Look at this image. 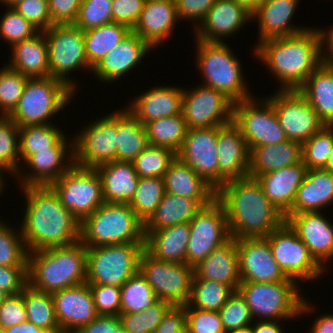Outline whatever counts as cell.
I'll return each instance as SVG.
<instances>
[{"instance_id":"obj_1","label":"cell","mask_w":333,"mask_h":333,"mask_svg":"<svg viewBox=\"0 0 333 333\" xmlns=\"http://www.w3.org/2000/svg\"><path fill=\"white\" fill-rule=\"evenodd\" d=\"M26 208L20 231L28 252L80 241V222L50 185L24 186Z\"/></svg>"},{"instance_id":"obj_2","label":"cell","mask_w":333,"mask_h":333,"mask_svg":"<svg viewBox=\"0 0 333 333\" xmlns=\"http://www.w3.org/2000/svg\"><path fill=\"white\" fill-rule=\"evenodd\" d=\"M234 239L266 237L285 222V216L267 199L257 179L226 182L216 191Z\"/></svg>"},{"instance_id":"obj_3","label":"cell","mask_w":333,"mask_h":333,"mask_svg":"<svg viewBox=\"0 0 333 333\" xmlns=\"http://www.w3.org/2000/svg\"><path fill=\"white\" fill-rule=\"evenodd\" d=\"M253 49L256 59L279 80V90H298L323 63L318 28L265 40Z\"/></svg>"},{"instance_id":"obj_4","label":"cell","mask_w":333,"mask_h":333,"mask_svg":"<svg viewBox=\"0 0 333 333\" xmlns=\"http://www.w3.org/2000/svg\"><path fill=\"white\" fill-rule=\"evenodd\" d=\"M86 264V247L80 241L28 252V284L49 293L80 285L87 280Z\"/></svg>"},{"instance_id":"obj_5","label":"cell","mask_w":333,"mask_h":333,"mask_svg":"<svg viewBox=\"0 0 333 333\" xmlns=\"http://www.w3.org/2000/svg\"><path fill=\"white\" fill-rule=\"evenodd\" d=\"M298 284L296 281L241 282L237 291L245 299L253 320H294L314 310L312 303L300 294Z\"/></svg>"},{"instance_id":"obj_6","label":"cell","mask_w":333,"mask_h":333,"mask_svg":"<svg viewBox=\"0 0 333 333\" xmlns=\"http://www.w3.org/2000/svg\"><path fill=\"white\" fill-rule=\"evenodd\" d=\"M144 223L128 204L104 202L80 224L85 247L144 243Z\"/></svg>"},{"instance_id":"obj_7","label":"cell","mask_w":333,"mask_h":333,"mask_svg":"<svg viewBox=\"0 0 333 333\" xmlns=\"http://www.w3.org/2000/svg\"><path fill=\"white\" fill-rule=\"evenodd\" d=\"M224 42L195 41L198 46L195 47L196 66L204 79L202 85L223 93L233 103L252 98L254 95L247 89L242 64Z\"/></svg>"},{"instance_id":"obj_8","label":"cell","mask_w":333,"mask_h":333,"mask_svg":"<svg viewBox=\"0 0 333 333\" xmlns=\"http://www.w3.org/2000/svg\"><path fill=\"white\" fill-rule=\"evenodd\" d=\"M74 95L75 92L59 79L29 78L17 106L8 116L19 128L52 124L51 118L62 111Z\"/></svg>"},{"instance_id":"obj_9","label":"cell","mask_w":333,"mask_h":333,"mask_svg":"<svg viewBox=\"0 0 333 333\" xmlns=\"http://www.w3.org/2000/svg\"><path fill=\"white\" fill-rule=\"evenodd\" d=\"M144 243L86 247L88 284L121 287L139 272Z\"/></svg>"},{"instance_id":"obj_10","label":"cell","mask_w":333,"mask_h":333,"mask_svg":"<svg viewBox=\"0 0 333 333\" xmlns=\"http://www.w3.org/2000/svg\"><path fill=\"white\" fill-rule=\"evenodd\" d=\"M44 34L48 46L50 77L61 80L77 93L79 89L69 74L82 67L92 72L85 52L84 31L74 24H54Z\"/></svg>"},{"instance_id":"obj_11","label":"cell","mask_w":333,"mask_h":333,"mask_svg":"<svg viewBox=\"0 0 333 333\" xmlns=\"http://www.w3.org/2000/svg\"><path fill=\"white\" fill-rule=\"evenodd\" d=\"M50 186L56 192L65 208L80 223L104 203L101 179L96 168L81 167L73 163Z\"/></svg>"},{"instance_id":"obj_12","label":"cell","mask_w":333,"mask_h":333,"mask_svg":"<svg viewBox=\"0 0 333 333\" xmlns=\"http://www.w3.org/2000/svg\"><path fill=\"white\" fill-rule=\"evenodd\" d=\"M254 97L234 103L233 106L232 122L240 129L249 151L254 147L287 141L273 104L266 96L257 100Z\"/></svg>"},{"instance_id":"obj_13","label":"cell","mask_w":333,"mask_h":333,"mask_svg":"<svg viewBox=\"0 0 333 333\" xmlns=\"http://www.w3.org/2000/svg\"><path fill=\"white\" fill-rule=\"evenodd\" d=\"M139 272L159 300L167 301L172 306L188 304L194 276L192 266L160 261L144 250L139 261Z\"/></svg>"},{"instance_id":"obj_14","label":"cell","mask_w":333,"mask_h":333,"mask_svg":"<svg viewBox=\"0 0 333 333\" xmlns=\"http://www.w3.org/2000/svg\"><path fill=\"white\" fill-rule=\"evenodd\" d=\"M264 238L269 242L274 259L287 278L296 282H310L320 278L326 271L286 221Z\"/></svg>"},{"instance_id":"obj_15","label":"cell","mask_w":333,"mask_h":333,"mask_svg":"<svg viewBox=\"0 0 333 333\" xmlns=\"http://www.w3.org/2000/svg\"><path fill=\"white\" fill-rule=\"evenodd\" d=\"M73 136L74 164L86 168L116 161L117 157V111L94 122Z\"/></svg>"},{"instance_id":"obj_16","label":"cell","mask_w":333,"mask_h":333,"mask_svg":"<svg viewBox=\"0 0 333 333\" xmlns=\"http://www.w3.org/2000/svg\"><path fill=\"white\" fill-rule=\"evenodd\" d=\"M189 225L191 232L186 249V263L192 267L231 238L224 208L216 199L203 207Z\"/></svg>"},{"instance_id":"obj_17","label":"cell","mask_w":333,"mask_h":333,"mask_svg":"<svg viewBox=\"0 0 333 333\" xmlns=\"http://www.w3.org/2000/svg\"><path fill=\"white\" fill-rule=\"evenodd\" d=\"M288 140L303 143L326 125L298 90H276L266 97Z\"/></svg>"},{"instance_id":"obj_18","label":"cell","mask_w":333,"mask_h":333,"mask_svg":"<svg viewBox=\"0 0 333 333\" xmlns=\"http://www.w3.org/2000/svg\"><path fill=\"white\" fill-rule=\"evenodd\" d=\"M233 106L234 103L223 93L201 83L192 91L183 89L182 114L188 130L231 123Z\"/></svg>"},{"instance_id":"obj_19","label":"cell","mask_w":333,"mask_h":333,"mask_svg":"<svg viewBox=\"0 0 333 333\" xmlns=\"http://www.w3.org/2000/svg\"><path fill=\"white\" fill-rule=\"evenodd\" d=\"M218 127L187 131L176 157L187 164L216 191L218 190Z\"/></svg>"},{"instance_id":"obj_20","label":"cell","mask_w":333,"mask_h":333,"mask_svg":"<svg viewBox=\"0 0 333 333\" xmlns=\"http://www.w3.org/2000/svg\"><path fill=\"white\" fill-rule=\"evenodd\" d=\"M241 282L294 281L287 278L274 259L264 237L235 239Z\"/></svg>"},{"instance_id":"obj_21","label":"cell","mask_w":333,"mask_h":333,"mask_svg":"<svg viewBox=\"0 0 333 333\" xmlns=\"http://www.w3.org/2000/svg\"><path fill=\"white\" fill-rule=\"evenodd\" d=\"M66 137L67 136L64 135L50 150L37 151V153L31 154L22 162V164L26 163V168H30L31 171H28L29 173L27 175L21 172L16 174V177L18 176L17 178H19L17 181L19 182L21 179L19 182L20 187L29 185H50L73 165V139H66Z\"/></svg>"},{"instance_id":"obj_22","label":"cell","mask_w":333,"mask_h":333,"mask_svg":"<svg viewBox=\"0 0 333 333\" xmlns=\"http://www.w3.org/2000/svg\"><path fill=\"white\" fill-rule=\"evenodd\" d=\"M284 216L314 259L326 269V261L333 259V224L330 220L322 212H301Z\"/></svg>"},{"instance_id":"obj_23","label":"cell","mask_w":333,"mask_h":333,"mask_svg":"<svg viewBox=\"0 0 333 333\" xmlns=\"http://www.w3.org/2000/svg\"><path fill=\"white\" fill-rule=\"evenodd\" d=\"M218 189L226 182L248 177L250 151L233 123L218 126Z\"/></svg>"},{"instance_id":"obj_24","label":"cell","mask_w":333,"mask_h":333,"mask_svg":"<svg viewBox=\"0 0 333 333\" xmlns=\"http://www.w3.org/2000/svg\"><path fill=\"white\" fill-rule=\"evenodd\" d=\"M250 20L253 21L252 13L235 0H216L200 24L193 28L195 40L223 42Z\"/></svg>"},{"instance_id":"obj_25","label":"cell","mask_w":333,"mask_h":333,"mask_svg":"<svg viewBox=\"0 0 333 333\" xmlns=\"http://www.w3.org/2000/svg\"><path fill=\"white\" fill-rule=\"evenodd\" d=\"M59 327L79 330L98 313L87 282L51 293Z\"/></svg>"},{"instance_id":"obj_26","label":"cell","mask_w":333,"mask_h":333,"mask_svg":"<svg viewBox=\"0 0 333 333\" xmlns=\"http://www.w3.org/2000/svg\"><path fill=\"white\" fill-rule=\"evenodd\" d=\"M153 49L132 30L106 56L92 68L94 76L102 82L114 83L127 75Z\"/></svg>"},{"instance_id":"obj_27","label":"cell","mask_w":333,"mask_h":333,"mask_svg":"<svg viewBox=\"0 0 333 333\" xmlns=\"http://www.w3.org/2000/svg\"><path fill=\"white\" fill-rule=\"evenodd\" d=\"M141 94L123 108L143 125L155 119L182 113L183 88L160 85Z\"/></svg>"},{"instance_id":"obj_28","label":"cell","mask_w":333,"mask_h":333,"mask_svg":"<svg viewBox=\"0 0 333 333\" xmlns=\"http://www.w3.org/2000/svg\"><path fill=\"white\" fill-rule=\"evenodd\" d=\"M179 20L175 0H146L132 31L152 48L169 39Z\"/></svg>"},{"instance_id":"obj_29","label":"cell","mask_w":333,"mask_h":333,"mask_svg":"<svg viewBox=\"0 0 333 333\" xmlns=\"http://www.w3.org/2000/svg\"><path fill=\"white\" fill-rule=\"evenodd\" d=\"M298 4L299 0H266L259 6L252 13V19L258 20L257 45L265 40L293 36L309 29L297 27L291 22Z\"/></svg>"},{"instance_id":"obj_30","label":"cell","mask_w":333,"mask_h":333,"mask_svg":"<svg viewBox=\"0 0 333 333\" xmlns=\"http://www.w3.org/2000/svg\"><path fill=\"white\" fill-rule=\"evenodd\" d=\"M307 170L301 161L295 165L262 174L256 179L261 184L267 199L285 215L293 206Z\"/></svg>"},{"instance_id":"obj_31","label":"cell","mask_w":333,"mask_h":333,"mask_svg":"<svg viewBox=\"0 0 333 333\" xmlns=\"http://www.w3.org/2000/svg\"><path fill=\"white\" fill-rule=\"evenodd\" d=\"M193 268V279L218 281L237 291L241 279L235 239L231 237L226 243L215 248Z\"/></svg>"},{"instance_id":"obj_32","label":"cell","mask_w":333,"mask_h":333,"mask_svg":"<svg viewBox=\"0 0 333 333\" xmlns=\"http://www.w3.org/2000/svg\"><path fill=\"white\" fill-rule=\"evenodd\" d=\"M163 180L166 193L194 199L202 207L216 199V190L177 157L170 163Z\"/></svg>"},{"instance_id":"obj_33","label":"cell","mask_w":333,"mask_h":333,"mask_svg":"<svg viewBox=\"0 0 333 333\" xmlns=\"http://www.w3.org/2000/svg\"><path fill=\"white\" fill-rule=\"evenodd\" d=\"M190 232L189 223L177 224L161 230H144V250L160 261L186 263Z\"/></svg>"},{"instance_id":"obj_34","label":"cell","mask_w":333,"mask_h":333,"mask_svg":"<svg viewBox=\"0 0 333 333\" xmlns=\"http://www.w3.org/2000/svg\"><path fill=\"white\" fill-rule=\"evenodd\" d=\"M331 203L333 204V173L325 169H308L293 206L286 214L321 212Z\"/></svg>"},{"instance_id":"obj_35","label":"cell","mask_w":333,"mask_h":333,"mask_svg":"<svg viewBox=\"0 0 333 333\" xmlns=\"http://www.w3.org/2000/svg\"><path fill=\"white\" fill-rule=\"evenodd\" d=\"M101 179L102 198L107 203L128 204L139 181L132 162L112 161L96 167Z\"/></svg>"},{"instance_id":"obj_36","label":"cell","mask_w":333,"mask_h":333,"mask_svg":"<svg viewBox=\"0 0 333 333\" xmlns=\"http://www.w3.org/2000/svg\"><path fill=\"white\" fill-rule=\"evenodd\" d=\"M8 67L17 70L28 78H44L50 76L48 64V46L43 31L31 38L15 43Z\"/></svg>"},{"instance_id":"obj_37","label":"cell","mask_w":333,"mask_h":333,"mask_svg":"<svg viewBox=\"0 0 333 333\" xmlns=\"http://www.w3.org/2000/svg\"><path fill=\"white\" fill-rule=\"evenodd\" d=\"M302 161V144L287 140L278 144L254 147L250 150L248 177L295 165Z\"/></svg>"},{"instance_id":"obj_38","label":"cell","mask_w":333,"mask_h":333,"mask_svg":"<svg viewBox=\"0 0 333 333\" xmlns=\"http://www.w3.org/2000/svg\"><path fill=\"white\" fill-rule=\"evenodd\" d=\"M326 126H333V64L322 63L298 89Z\"/></svg>"},{"instance_id":"obj_39","label":"cell","mask_w":333,"mask_h":333,"mask_svg":"<svg viewBox=\"0 0 333 333\" xmlns=\"http://www.w3.org/2000/svg\"><path fill=\"white\" fill-rule=\"evenodd\" d=\"M202 208L194 199L165 192L155 212L144 223V230H161L189 223Z\"/></svg>"},{"instance_id":"obj_40","label":"cell","mask_w":333,"mask_h":333,"mask_svg":"<svg viewBox=\"0 0 333 333\" xmlns=\"http://www.w3.org/2000/svg\"><path fill=\"white\" fill-rule=\"evenodd\" d=\"M121 109L117 110L116 161L132 162L150 144L145 126L127 109Z\"/></svg>"},{"instance_id":"obj_41","label":"cell","mask_w":333,"mask_h":333,"mask_svg":"<svg viewBox=\"0 0 333 333\" xmlns=\"http://www.w3.org/2000/svg\"><path fill=\"white\" fill-rule=\"evenodd\" d=\"M131 31L124 24L112 22L84 31L85 52L93 68L99 60L111 52Z\"/></svg>"},{"instance_id":"obj_42","label":"cell","mask_w":333,"mask_h":333,"mask_svg":"<svg viewBox=\"0 0 333 333\" xmlns=\"http://www.w3.org/2000/svg\"><path fill=\"white\" fill-rule=\"evenodd\" d=\"M144 126L150 145L168 148L175 153L180 149L188 131L182 113L152 120Z\"/></svg>"},{"instance_id":"obj_43","label":"cell","mask_w":333,"mask_h":333,"mask_svg":"<svg viewBox=\"0 0 333 333\" xmlns=\"http://www.w3.org/2000/svg\"><path fill=\"white\" fill-rule=\"evenodd\" d=\"M57 124L30 125L19 128V154L23 162L37 151L50 150L64 135Z\"/></svg>"},{"instance_id":"obj_44","label":"cell","mask_w":333,"mask_h":333,"mask_svg":"<svg viewBox=\"0 0 333 333\" xmlns=\"http://www.w3.org/2000/svg\"><path fill=\"white\" fill-rule=\"evenodd\" d=\"M24 303L27 321L46 332L59 328L51 293L36 290L28 284L24 288Z\"/></svg>"},{"instance_id":"obj_45","label":"cell","mask_w":333,"mask_h":333,"mask_svg":"<svg viewBox=\"0 0 333 333\" xmlns=\"http://www.w3.org/2000/svg\"><path fill=\"white\" fill-rule=\"evenodd\" d=\"M234 291L226 284L204 279H193L188 304L203 311H219Z\"/></svg>"},{"instance_id":"obj_46","label":"cell","mask_w":333,"mask_h":333,"mask_svg":"<svg viewBox=\"0 0 333 333\" xmlns=\"http://www.w3.org/2000/svg\"><path fill=\"white\" fill-rule=\"evenodd\" d=\"M120 313L143 312L159 299L140 272L120 287Z\"/></svg>"},{"instance_id":"obj_47","label":"cell","mask_w":333,"mask_h":333,"mask_svg":"<svg viewBox=\"0 0 333 333\" xmlns=\"http://www.w3.org/2000/svg\"><path fill=\"white\" fill-rule=\"evenodd\" d=\"M20 165L24 166L19 154V127L9 116L0 115V170L16 177L22 172Z\"/></svg>"},{"instance_id":"obj_48","label":"cell","mask_w":333,"mask_h":333,"mask_svg":"<svg viewBox=\"0 0 333 333\" xmlns=\"http://www.w3.org/2000/svg\"><path fill=\"white\" fill-rule=\"evenodd\" d=\"M165 193L163 178H139L134 196L128 205L145 223L155 212Z\"/></svg>"},{"instance_id":"obj_49","label":"cell","mask_w":333,"mask_h":333,"mask_svg":"<svg viewBox=\"0 0 333 333\" xmlns=\"http://www.w3.org/2000/svg\"><path fill=\"white\" fill-rule=\"evenodd\" d=\"M2 220L0 217V266L28 267V251L20 228Z\"/></svg>"},{"instance_id":"obj_50","label":"cell","mask_w":333,"mask_h":333,"mask_svg":"<svg viewBox=\"0 0 333 333\" xmlns=\"http://www.w3.org/2000/svg\"><path fill=\"white\" fill-rule=\"evenodd\" d=\"M176 153L168 148L149 145L133 161L139 178H163Z\"/></svg>"},{"instance_id":"obj_51","label":"cell","mask_w":333,"mask_h":333,"mask_svg":"<svg viewBox=\"0 0 333 333\" xmlns=\"http://www.w3.org/2000/svg\"><path fill=\"white\" fill-rule=\"evenodd\" d=\"M172 305L164 300H158L143 312L120 313L123 333H155L164 314Z\"/></svg>"},{"instance_id":"obj_52","label":"cell","mask_w":333,"mask_h":333,"mask_svg":"<svg viewBox=\"0 0 333 333\" xmlns=\"http://www.w3.org/2000/svg\"><path fill=\"white\" fill-rule=\"evenodd\" d=\"M333 151V126H325L302 143V162L307 169H325Z\"/></svg>"},{"instance_id":"obj_53","label":"cell","mask_w":333,"mask_h":333,"mask_svg":"<svg viewBox=\"0 0 333 333\" xmlns=\"http://www.w3.org/2000/svg\"><path fill=\"white\" fill-rule=\"evenodd\" d=\"M3 66L0 68V115L8 116L17 106L29 78Z\"/></svg>"},{"instance_id":"obj_54","label":"cell","mask_w":333,"mask_h":333,"mask_svg":"<svg viewBox=\"0 0 333 333\" xmlns=\"http://www.w3.org/2000/svg\"><path fill=\"white\" fill-rule=\"evenodd\" d=\"M112 22V0H82L73 24L86 31Z\"/></svg>"},{"instance_id":"obj_55","label":"cell","mask_w":333,"mask_h":333,"mask_svg":"<svg viewBox=\"0 0 333 333\" xmlns=\"http://www.w3.org/2000/svg\"><path fill=\"white\" fill-rule=\"evenodd\" d=\"M39 30L12 7L6 8L0 19V38L14 45L36 35Z\"/></svg>"},{"instance_id":"obj_56","label":"cell","mask_w":333,"mask_h":333,"mask_svg":"<svg viewBox=\"0 0 333 333\" xmlns=\"http://www.w3.org/2000/svg\"><path fill=\"white\" fill-rule=\"evenodd\" d=\"M225 332L253 324L245 299L238 291H234L227 299L223 307L218 311Z\"/></svg>"},{"instance_id":"obj_57","label":"cell","mask_w":333,"mask_h":333,"mask_svg":"<svg viewBox=\"0 0 333 333\" xmlns=\"http://www.w3.org/2000/svg\"><path fill=\"white\" fill-rule=\"evenodd\" d=\"M189 333H226L217 311H203L184 305Z\"/></svg>"},{"instance_id":"obj_58","label":"cell","mask_w":333,"mask_h":333,"mask_svg":"<svg viewBox=\"0 0 333 333\" xmlns=\"http://www.w3.org/2000/svg\"><path fill=\"white\" fill-rule=\"evenodd\" d=\"M89 286L98 315L120 314V287L99 284H89Z\"/></svg>"},{"instance_id":"obj_59","label":"cell","mask_w":333,"mask_h":333,"mask_svg":"<svg viewBox=\"0 0 333 333\" xmlns=\"http://www.w3.org/2000/svg\"><path fill=\"white\" fill-rule=\"evenodd\" d=\"M39 31H46L54 24L51 21L48 0H21L12 7Z\"/></svg>"},{"instance_id":"obj_60","label":"cell","mask_w":333,"mask_h":333,"mask_svg":"<svg viewBox=\"0 0 333 333\" xmlns=\"http://www.w3.org/2000/svg\"><path fill=\"white\" fill-rule=\"evenodd\" d=\"M27 321L24 290L17 295H9L0 305V326L4 329Z\"/></svg>"},{"instance_id":"obj_61","label":"cell","mask_w":333,"mask_h":333,"mask_svg":"<svg viewBox=\"0 0 333 333\" xmlns=\"http://www.w3.org/2000/svg\"><path fill=\"white\" fill-rule=\"evenodd\" d=\"M146 0H112L113 22L124 24L131 30L137 24Z\"/></svg>"},{"instance_id":"obj_62","label":"cell","mask_w":333,"mask_h":333,"mask_svg":"<svg viewBox=\"0 0 333 333\" xmlns=\"http://www.w3.org/2000/svg\"><path fill=\"white\" fill-rule=\"evenodd\" d=\"M27 285L28 267L0 266V289L9 295H17Z\"/></svg>"},{"instance_id":"obj_63","label":"cell","mask_w":333,"mask_h":333,"mask_svg":"<svg viewBox=\"0 0 333 333\" xmlns=\"http://www.w3.org/2000/svg\"><path fill=\"white\" fill-rule=\"evenodd\" d=\"M215 1L216 0H175L177 16L180 21L192 20L196 28Z\"/></svg>"},{"instance_id":"obj_64","label":"cell","mask_w":333,"mask_h":333,"mask_svg":"<svg viewBox=\"0 0 333 333\" xmlns=\"http://www.w3.org/2000/svg\"><path fill=\"white\" fill-rule=\"evenodd\" d=\"M82 0H48L53 24H73L77 18Z\"/></svg>"},{"instance_id":"obj_65","label":"cell","mask_w":333,"mask_h":333,"mask_svg":"<svg viewBox=\"0 0 333 333\" xmlns=\"http://www.w3.org/2000/svg\"><path fill=\"white\" fill-rule=\"evenodd\" d=\"M155 333H189L184 306H171L164 314Z\"/></svg>"},{"instance_id":"obj_66","label":"cell","mask_w":333,"mask_h":333,"mask_svg":"<svg viewBox=\"0 0 333 333\" xmlns=\"http://www.w3.org/2000/svg\"><path fill=\"white\" fill-rule=\"evenodd\" d=\"M78 333H123V329L118 316L98 315Z\"/></svg>"},{"instance_id":"obj_67","label":"cell","mask_w":333,"mask_h":333,"mask_svg":"<svg viewBox=\"0 0 333 333\" xmlns=\"http://www.w3.org/2000/svg\"><path fill=\"white\" fill-rule=\"evenodd\" d=\"M318 30H319L320 37H321L322 61L326 64H333V26H331L327 30L326 29L323 30L321 28H319ZM325 45H327V46H325Z\"/></svg>"},{"instance_id":"obj_68","label":"cell","mask_w":333,"mask_h":333,"mask_svg":"<svg viewBox=\"0 0 333 333\" xmlns=\"http://www.w3.org/2000/svg\"><path fill=\"white\" fill-rule=\"evenodd\" d=\"M253 322H256L252 324L253 333H284V330L282 329V321L254 320Z\"/></svg>"},{"instance_id":"obj_69","label":"cell","mask_w":333,"mask_h":333,"mask_svg":"<svg viewBox=\"0 0 333 333\" xmlns=\"http://www.w3.org/2000/svg\"><path fill=\"white\" fill-rule=\"evenodd\" d=\"M315 319L312 329L310 328V333H333V314H321Z\"/></svg>"},{"instance_id":"obj_70","label":"cell","mask_w":333,"mask_h":333,"mask_svg":"<svg viewBox=\"0 0 333 333\" xmlns=\"http://www.w3.org/2000/svg\"><path fill=\"white\" fill-rule=\"evenodd\" d=\"M5 333H46L40 327H37L35 324L29 321H25L14 325L12 327L4 329Z\"/></svg>"},{"instance_id":"obj_71","label":"cell","mask_w":333,"mask_h":333,"mask_svg":"<svg viewBox=\"0 0 333 333\" xmlns=\"http://www.w3.org/2000/svg\"><path fill=\"white\" fill-rule=\"evenodd\" d=\"M237 3L246 8L250 13H253L266 0H235Z\"/></svg>"},{"instance_id":"obj_72","label":"cell","mask_w":333,"mask_h":333,"mask_svg":"<svg viewBox=\"0 0 333 333\" xmlns=\"http://www.w3.org/2000/svg\"><path fill=\"white\" fill-rule=\"evenodd\" d=\"M227 333H253L252 324L246 327L238 328Z\"/></svg>"},{"instance_id":"obj_73","label":"cell","mask_w":333,"mask_h":333,"mask_svg":"<svg viewBox=\"0 0 333 333\" xmlns=\"http://www.w3.org/2000/svg\"><path fill=\"white\" fill-rule=\"evenodd\" d=\"M46 333H78V331L70 328L59 327L57 329L51 330L50 332Z\"/></svg>"},{"instance_id":"obj_74","label":"cell","mask_w":333,"mask_h":333,"mask_svg":"<svg viewBox=\"0 0 333 333\" xmlns=\"http://www.w3.org/2000/svg\"><path fill=\"white\" fill-rule=\"evenodd\" d=\"M325 170L330 171L331 173H333V151L330 154V156L328 157Z\"/></svg>"},{"instance_id":"obj_75","label":"cell","mask_w":333,"mask_h":333,"mask_svg":"<svg viewBox=\"0 0 333 333\" xmlns=\"http://www.w3.org/2000/svg\"><path fill=\"white\" fill-rule=\"evenodd\" d=\"M20 1L21 0H0V3H2L3 5H5L7 7H13Z\"/></svg>"},{"instance_id":"obj_76","label":"cell","mask_w":333,"mask_h":333,"mask_svg":"<svg viewBox=\"0 0 333 333\" xmlns=\"http://www.w3.org/2000/svg\"><path fill=\"white\" fill-rule=\"evenodd\" d=\"M9 294L0 289V305L8 298Z\"/></svg>"},{"instance_id":"obj_77","label":"cell","mask_w":333,"mask_h":333,"mask_svg":"<svg viewBox=\"0 0 333 333\" xmlns=\"http://www.w3.org/2000/svg\"><path fill=\"white\" fill-rule=\"evenodd\" d=\"M4 185H5L4 182H0V195L3 192Z\"/></svg>"},{"instance_id":"obj_78","label":"cell","mask_w":333,"mask_h":333,"mask_svg":"<svg viewBox=\"0 0 333 333\" xmlns=\"http://www.w3.org/2000/svg\"><path fill=\"white\" fill-rule=\"evenodd\" d=\"M3 175H4V173L0 170V182H4L5 177H3Z\"/></svg>"},{"instance_id":"obj_79","label":"cell","mask_w":333,"mask_h":333,"mask_svg":"<svg viewBox=\"0 0 333 333\" xmlns=\"http://www.w3.org/2000/svg\"><path fill=\"white\" fill-rule=\"evenodd\" d=\"M0 333H5L4 328L0 326Z\"/></svg>"}]
</instances>
